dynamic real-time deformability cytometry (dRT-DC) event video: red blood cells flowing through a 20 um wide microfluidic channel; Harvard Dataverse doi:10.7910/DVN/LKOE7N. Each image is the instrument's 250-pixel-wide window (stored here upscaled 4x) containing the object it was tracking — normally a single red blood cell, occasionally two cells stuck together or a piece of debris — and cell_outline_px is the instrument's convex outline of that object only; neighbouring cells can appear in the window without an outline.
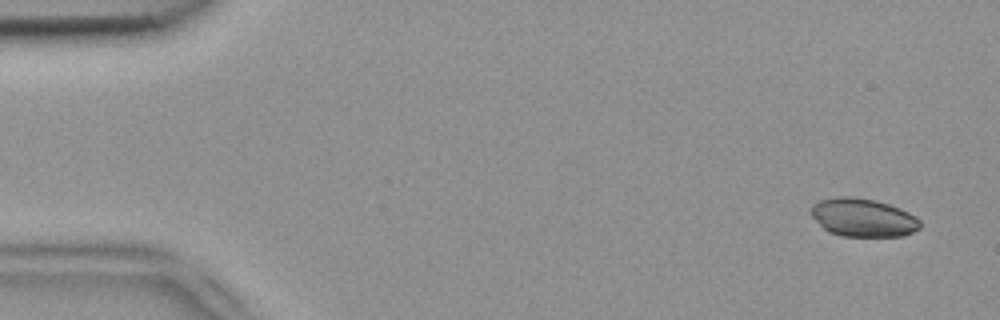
{"species": "common noctule bat (a hibernating species)", "species_latin": "Nyctalus noctula", "temperature_condition": "room temperature", "stored_images_in_passage": 5, "camera_frame_rate_fps": 3000, "um_per_image_px": 0.085, "animal": {"sex": "female", "body_mass_g": 18.4}, "frame": {"image": 1, "passage_image": 1, "time_ms": 0.0, "image_size_px": [1000, 320], "cell_outline_px": [[920, 228], [904, 236], [844, 236], [828, 232], [808, 212], [812, 204], [820, 200], [840, 196], [848, 196], [876, 200], [900, 208], [916, 216], [920, 220]], "centroid_in_image_um": [73.35, 18.49], "position_along_channel_um": 11.7, "area_um2": 24.39}}
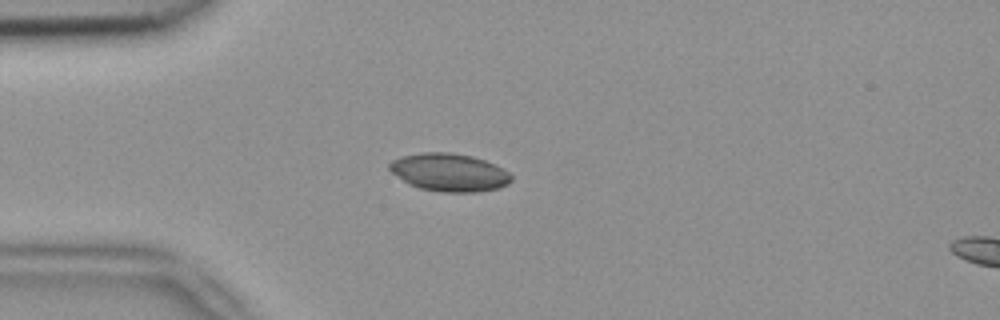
{"frame": {"image": 2, "passage_image": 4, "time_ms": 1.0, "image_size_px": [1000, 320], "cell_outline_px": [[512, 180], [508, 184], [500, 188], [476, 192], [440, 192], [420, 188], [408, 184], [392, 172], [388, 168], [388, 164], [392, 160], [400, 156], [424, 152], [452, 152], [472, 156], [484, 160], [508, 172], [512, 176]], "centroid_in_image_um": [38.17, 14.65], "position_along_channel_um": 46.8, "area_um2": 26.93}}